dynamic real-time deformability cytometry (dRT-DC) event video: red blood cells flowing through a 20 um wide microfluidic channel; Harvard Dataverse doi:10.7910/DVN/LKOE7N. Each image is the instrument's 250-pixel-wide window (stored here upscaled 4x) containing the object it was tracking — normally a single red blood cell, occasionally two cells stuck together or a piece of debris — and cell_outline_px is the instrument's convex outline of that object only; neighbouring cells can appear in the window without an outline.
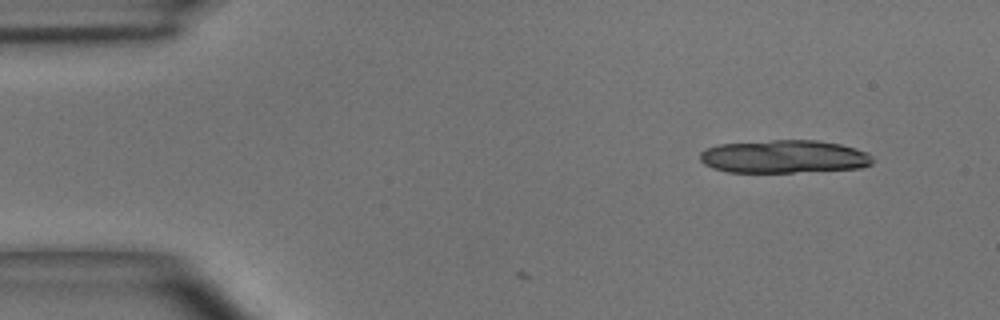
{"species": "common noctule bat (a hibernating species)", "species_latin": "Nyctalus noctula", "temperature_condition": "room temperature", "stored_images_in_passage": 4, "camera_frame_rate_fps": 3000, "um_per_image_px": 0.085, "animal": {"sex": "male", "body_mass_g": 15.6}, "frame": {"image": 1, "passage_image": 1, "time_ms": 0.0, "image_size_px": [1000, 320], "cell_outline_px": [[872, 164], [860, 168], [792, 172], [728, 172], [712, 168], [704, 164], [700, 160], [700, 152], [704, 148], [716, 144], [772, 140], [816, 140], [840, 144], [856, 148], [868, 152], [872, 156]], "centroid_in_image_um": [66.61, 13.3], "position_along_channel_um": 18.4, "area_um2": 33.47}}